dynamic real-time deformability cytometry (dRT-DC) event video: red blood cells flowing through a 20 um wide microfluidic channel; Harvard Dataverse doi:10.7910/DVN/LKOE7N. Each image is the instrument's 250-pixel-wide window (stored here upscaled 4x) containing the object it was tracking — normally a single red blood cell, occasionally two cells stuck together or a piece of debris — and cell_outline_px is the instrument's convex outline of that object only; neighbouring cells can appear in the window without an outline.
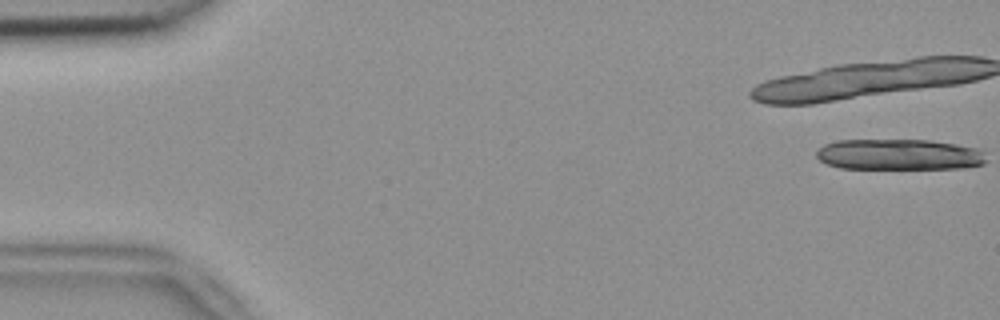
{"species": "common noctule bat (a hibernating species)", "species_latin": "Nyctalus noctula", "temperature_condition": "room temperature", "stored_images_in_passage": 37, "camera_frame_rate_fps": 3000, "um_per_image_px": 0.085, "animal": {"sex": "female", "body_mass_g": 18.4}, "frame": {"image": 1, "passage_image": 1, "time_ms": 0.0, "image_size_px": [1000, 320], "cell_outline_px": [[984, 164], [960, 168], [840, 168], [828, 164], [820, 160], [816, 156], [816, 152], [824, 144], [836, 140], [928, 140], [956, 144], [976, 148], [984, 152]], "centroid_in_image_um": [76.39, 13.13], "position_along_channel_um": 8.6, "area_um2": 30.35}}